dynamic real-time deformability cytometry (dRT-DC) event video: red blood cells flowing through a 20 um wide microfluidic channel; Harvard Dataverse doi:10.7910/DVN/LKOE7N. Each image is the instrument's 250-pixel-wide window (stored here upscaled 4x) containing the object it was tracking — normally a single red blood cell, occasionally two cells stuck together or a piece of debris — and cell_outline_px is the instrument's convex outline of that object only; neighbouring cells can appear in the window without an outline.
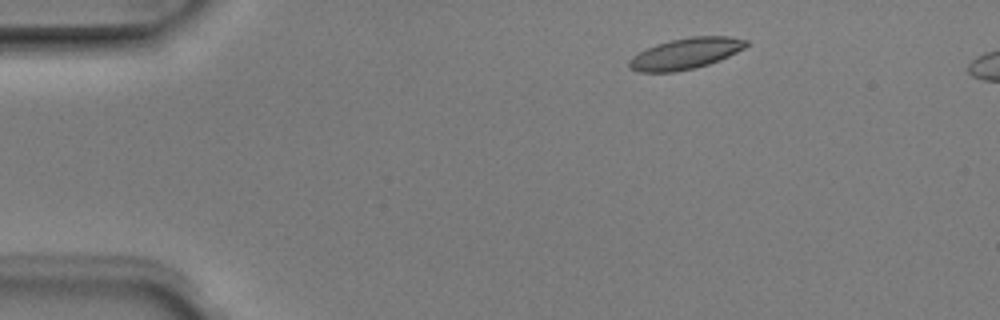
{"species": "Egyptian fruit bat (a non-hibernating species)", "species_latin": "Rousettus aegyptiacus", "temperature_condition": "room temperature", "stored_images_in_passage": 4, "camera_frame_rate_fps": 3000, "um_per_image_px": 0.085, "animal": {"sex": "male"}, "frame": {"image": 1, "passage_image": 1, "time_ms": 0.0, "image_size_px": [1000, 320], "cell_outline_px": [[748, 44], [744, 48], [720, 60], [708, 64], [676, 72], [636, 72], [628, 68], [628, 60], [632, 56], [656, 44], [672, 40], [692, 36], [728, 36], [748, 40]], "centroid_in_image_um": [58.25, 4.56], "position_along_channel_um": 26.8, "area_um2": 21.1}}